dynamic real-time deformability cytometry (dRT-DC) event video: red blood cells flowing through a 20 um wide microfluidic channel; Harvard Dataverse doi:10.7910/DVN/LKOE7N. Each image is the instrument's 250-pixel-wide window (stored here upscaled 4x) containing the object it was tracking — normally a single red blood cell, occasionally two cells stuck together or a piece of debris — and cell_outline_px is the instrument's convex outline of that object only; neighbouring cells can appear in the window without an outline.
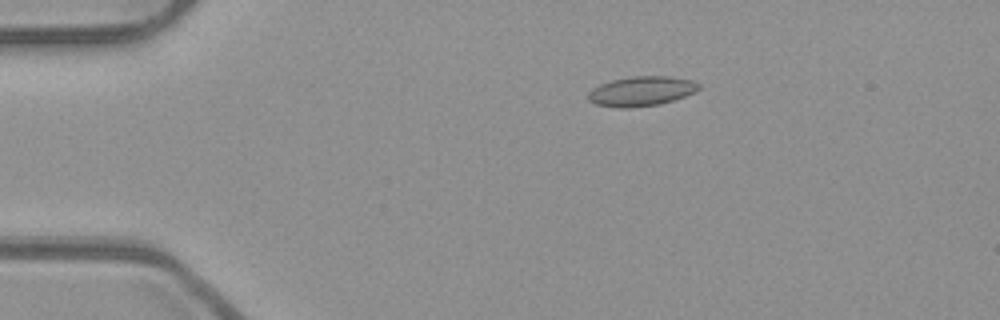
{"species": "common noctule bat (a hibernating species)", "species_latin": "Nyctalus noctula", "temperature_condition": "room temperature", "stored_images_in_passage": 45, "camera_frame_rate_fps": 3000, "um_per_image_px": 0.085, "animal": {"sex": "male", "body_mass_g": 23.1, "forearm_length_mm": 52.7}, "frame": {"image": 1, "passage_image": 3, "time_ms": 0.667, "image_size_px": [1000, 320], "cell_outline_px": [[700, 88], [696, 92], [660, 104], [628, 108], [620, 108], [596, 104], [588, 100], [588, 92], [592, 88], [600, 84], [612, 80], [632, 76], [668, 76], [692, 80], [700, 84]], "centroid_in_image_um": [54.51, 7.75], "position_along_channel_um": 30.5, "area_um2": 19.13}}
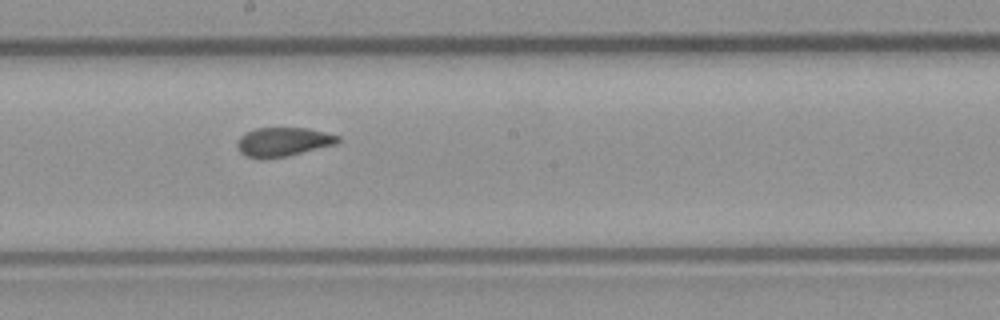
{"frame": {"image": 2, "passage_image": 22, "time_ms": 7.0, "image_size_px": [1000, 320], "cell_outline_px": [[340, 140], [336, 144], [288, 156], [260, 160], [248, 156], [240, 152], [236, 144], [240, 136], [244, 132], [256, 128], [308, 128], [340, 136]], "centroid_in_image_um": [24.04, 12.06], "position_along_channel_um": 224.2, "area_um2": 17.17}}
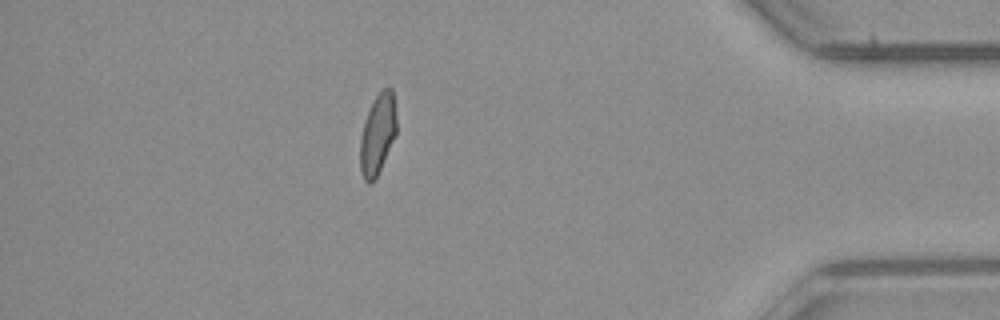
{"frame": {"image": 3, "passage_image": 39, "time_ms": 12.667, "image_size_px": [1000, 320], "cell_outline_px": [[396, 132], [376, 180], [368, 184], [364, 180], [360, 172], [360, 136], [368, 112], [376, 96], [384, 88], [392, 88], [396, 116]], "centroid_in_image_um": [32.08, 11.47], "position_along_channel_um": 403.1, "area_um2": 16.88}, "authors_computed_cell_mechanics": {"area_um2": 17.5134, "velocity_mm_per_s": 3.9468, "shape_relaxation_time_tau1_ms": null, "shape_relaxation_time_tau2_ms": 1.1104, "deformation_change_tau1": null, "deformation_change_tau2": 0.0577}}